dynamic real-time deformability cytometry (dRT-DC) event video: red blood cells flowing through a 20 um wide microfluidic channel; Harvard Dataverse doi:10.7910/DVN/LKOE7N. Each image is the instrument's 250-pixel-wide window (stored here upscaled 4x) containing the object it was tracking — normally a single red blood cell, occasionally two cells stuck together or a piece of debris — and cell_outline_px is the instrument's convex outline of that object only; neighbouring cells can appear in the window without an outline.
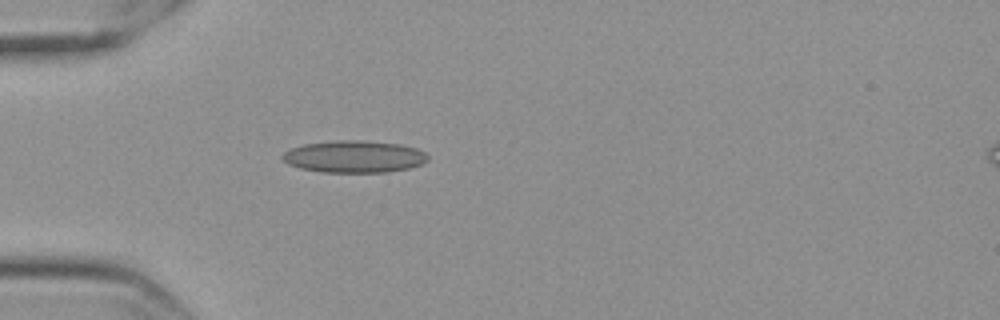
{"species": "Egyptian fruit bat (a non-hibernating species)", "species_latin": "Rousettus aegyptiacus", "temperature_condition": "cold", "stored_images_in_passage": 41, "camera_frame_rate_fps": 3000, "um_per_image_px": 0.085, "frame": {"image": 1, "passage_image": 1, "time_ms": 0.0, "image_size_px": [1000, 320], "cell_outline_px": [[428, 160], [424, 164], [408, 168], [388, 172], [320, 172], [300, 168], [288, 164], [280, 156], [284, 152], [292, 148], [304, 144], [336, 140], [364, 140], [400, 144], [416, 148], [424, 152], [428, 156]], "centroid_in_image_um": [30.11, 13.31], "position_along_channel_um": 54.9, "area_um2": 27.28}}
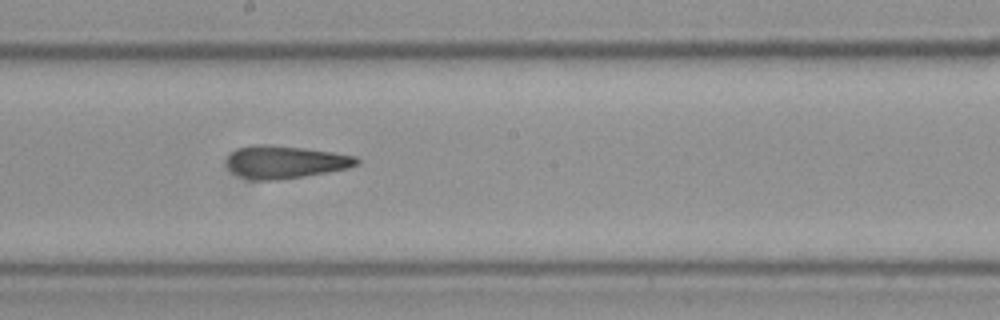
{"frame": {"image": 2, "passage_image": 16, "time_ms": 5.0, "image_size_px": [1000, 320], "cell_outline_px": [[360, 164], [348, 168], [304, 176], [280, 180], [256, 180], [240, 176], [232, 172], [228, 168], [228, 156], [232, 152], [240, 148], [252, 144], [272, 144], [304, 148], [332, 152], [356, 156], [360, 160]], "centroid_in_image_um": [24.26, 13.76], "position_along_channel_um": 223.9, "area_um2": 24.74}}
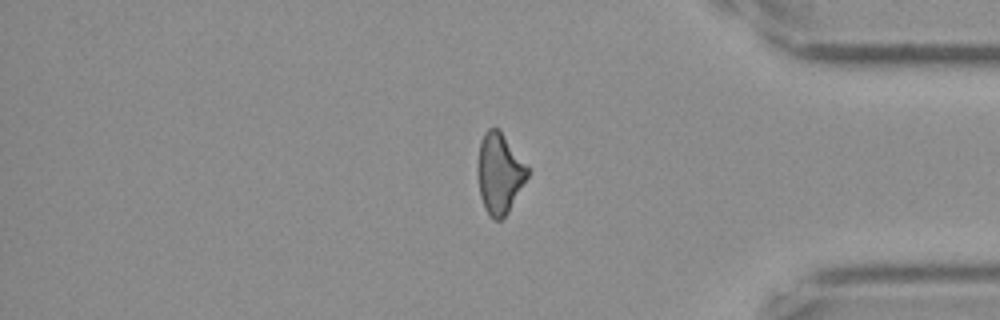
{"frame": {"image": 3, "passage_image": 32, "time_ms": 10.333, "image_size_px": [1000, 320], "cell_outline_px": [[528, 176], [508, 212], [500, 220], [496, 220], [484, 208], [480, 196], [476, 168], [480, 140], [484, 132], [488, 128], [500, 128], [528, 168]], "centroid_in_image_um": [42.42, 14.69], "position_along_channel_um": 392.8, "area_um2": 23.35}, "authors_computed_cell_mechanics": {"area_um2": 24.2182, "velocity_mm_per_s": 3.5443, "shape_relaxation_time_tau1_ms": null, "shape_relaxation_time_tau2_ms": 2.8453, "deformation_change_tau1": null, "deformation_change_tau2": 0.1284}}